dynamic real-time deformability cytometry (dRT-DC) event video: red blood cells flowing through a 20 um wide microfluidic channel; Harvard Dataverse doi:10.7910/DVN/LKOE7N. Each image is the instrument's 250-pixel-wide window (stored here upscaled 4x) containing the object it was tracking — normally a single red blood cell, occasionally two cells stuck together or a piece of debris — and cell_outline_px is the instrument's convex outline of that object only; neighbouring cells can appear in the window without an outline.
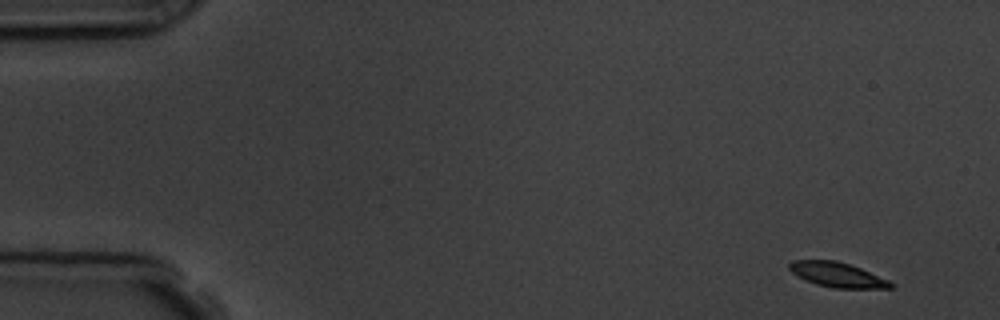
{"species": "common noctule bat (a hibernating species)", "species_latin": "Nyctalus noctula", "temperature_condition": "room temperature", "stored_images_in_passage": 4, "camera_frame_rate_fps": 3000, "um_per_image_px": 0.085, "animal": {"sex": "male", "body_mass_g": 19.5, "forearm_length_mm": 54.6}, "frame": {"image": 1, "passage_image": 1, "time_ms": 0.0, "image_size_px": [1000, 320], "cell_outline_px": [[896, 284], [892, 288], [832, 288], [816, 284], [804, 280], [792, 272], [788, 268], [788, 264], [792, 260], [836, 260], [860, 268], [888, 280]], "centroid_in_image_um": [71.15, 23.35], "position_along_channel_um": 13.8, "area_um2": 14.62}}
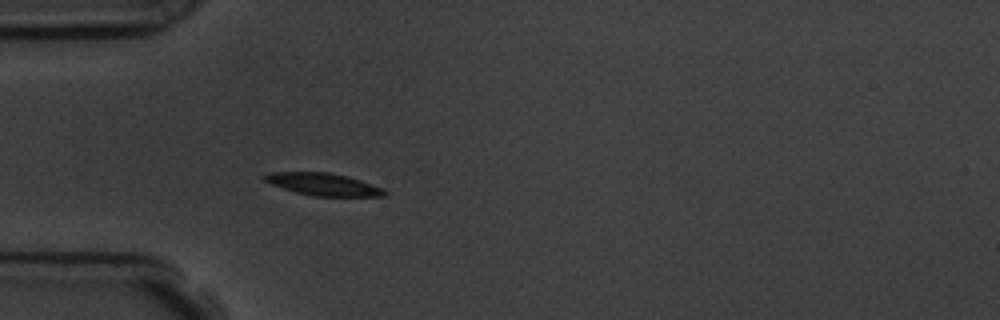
{"frame": {"image": 2, "passage_image": 4, "time_ms": 4.333, "image_size_px": [1000, 320], "cell_outline_px": [[388, 192], [384, 196], [312, 196], [296, 192], [260, 180], [260, 176], [268, 172], [328, 172], [360, 180], [384, 188]], "centroid_in_image_um": [27.43, 15.66], "position_along_channel_um": 57.6, "area_um2": 15.66}}